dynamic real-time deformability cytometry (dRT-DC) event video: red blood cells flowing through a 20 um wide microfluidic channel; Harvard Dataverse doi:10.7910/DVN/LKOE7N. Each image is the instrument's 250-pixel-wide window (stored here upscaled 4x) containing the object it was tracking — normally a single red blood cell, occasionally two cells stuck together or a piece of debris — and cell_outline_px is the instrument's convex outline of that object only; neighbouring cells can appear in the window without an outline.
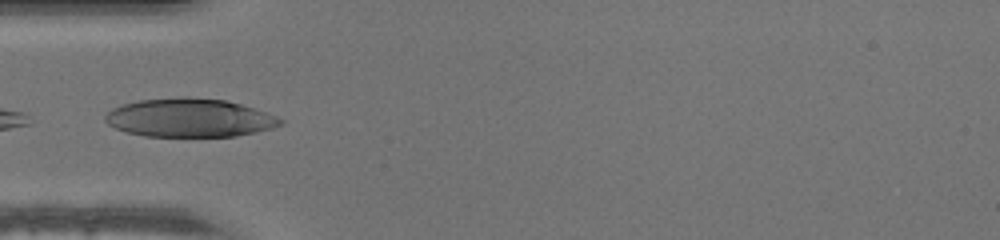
{"species": "human", "species_latin": "Homo sapiens", "temperature_condition": "warm", "stored_images_in_passage": 35, "camera_frame_rate_fps": 3000, "um_per_image_px": 0.085, "donor": {"sex": "male"}, "frame": {"image": 1, "passage_image": 15, "time_ms": 4.667, "image_size_px": [1000, 240], "cell_outline_px": [[284, 124], [272, 128], [256, 132], [236, 136], [144, 136], [124, 132], [108, 124], [104, 120], [104, 116], [112, 108], [124, 104], [140, 100], [184, 96], [188, 96], [224, 100], [240, 104], [276, 116], [284, 120]], "centroid_in_image_um": [16.09, 10.01], "position_along_channel_um": 68.9, "area_um2": 39.3}}